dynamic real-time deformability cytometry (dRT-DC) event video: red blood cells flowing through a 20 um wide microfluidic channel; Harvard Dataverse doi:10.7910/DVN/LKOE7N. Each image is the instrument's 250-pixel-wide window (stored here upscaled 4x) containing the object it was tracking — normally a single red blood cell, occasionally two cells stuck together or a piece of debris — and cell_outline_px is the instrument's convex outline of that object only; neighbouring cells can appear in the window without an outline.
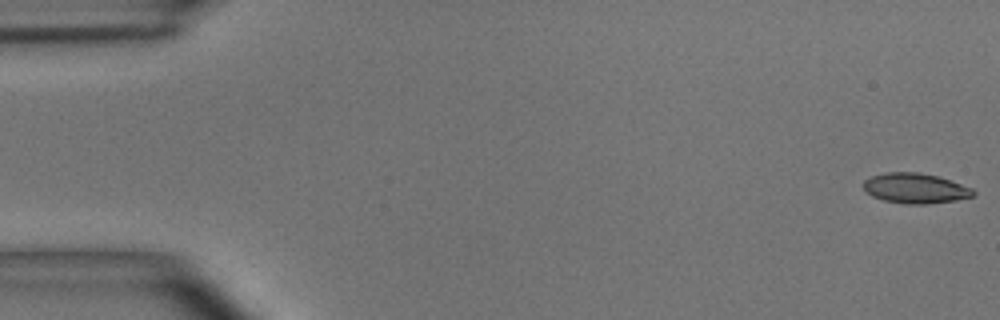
{"species": "common noctule bat (a hibernating species)", "species_latin": "Nyctalus noctula", "temperature_condition": "room temperature", "stored_images_in_passage": 55, "camera_frame_rate_fps": 3000, "um_per_image_px": 0.085, "animal": {"sex": "male", "body_mass_g": 15.6}, "frame": {"image": 1, "passage_image": 1, "time_ms": 0.0, "image_size_px": [1000, 320], "cell_outline_px": [[976, 196], [956, 200], [924, 204], [908, 204], [884, 200], [872, 196], [864, 188], [864, 180], [872, 176], [888, 172], [920, 172], [936, 176], [972, 188], [976, 192]], "centroid_in_image_um": [77.82, 16.0], "position_along_channel_um": 7.2, "area_um2": 19.07}}
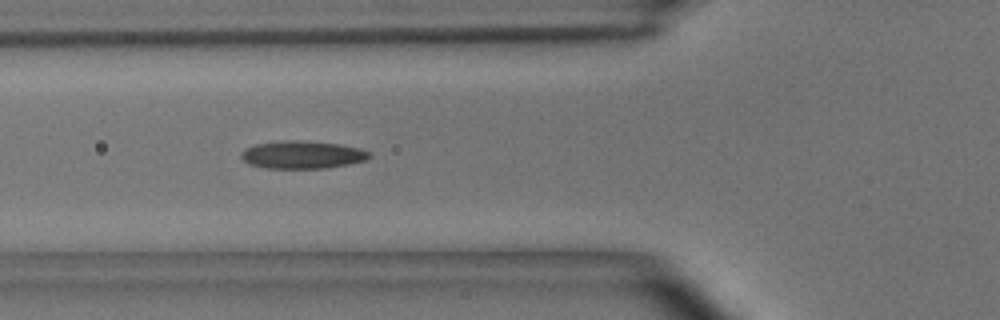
{"frame": {"image": 2, "passage_image": 20, "time_ms": 6.333, "image_size_px": [1000, 320], "cell_outline_px": [[372, 156], [364, 160], [348, 164], [328, 168], [264, 168], [248, 164], [240, 156], [240, 152], [244, 148], [256, 144], [280, 140], [300, 140], [340, 144], [360, 148], [372, 152]], "centroid_in_image_um": [25.68, 13.14], "position_along_channel_um": 100.1, "area_um2": 20.98}}
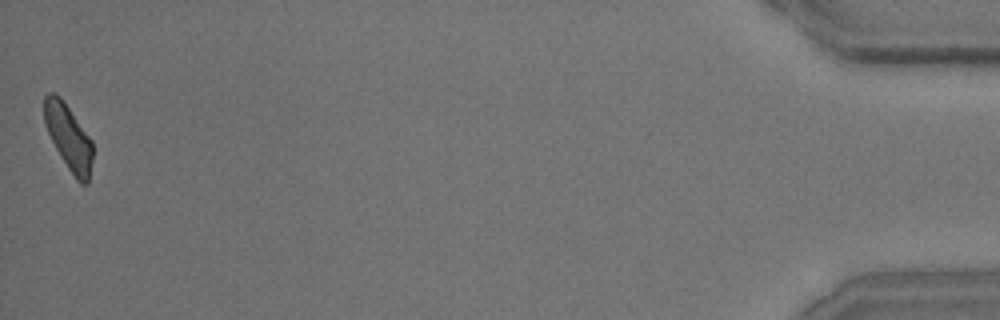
{"frame": {"image": 3, "passage_image": 55, "time_ms": 18.0, "image_size_px": [1000, 320], "cell_outline_px": [[92, 160], [88, 184], [80, 184], [76, 180], [68, 168], [56, 148], [44, 124], [44, 96], [48, 92], [52, 92], [60, 96], [92, 140]], "centroid_in_image_um": [5.82, 11.66], "position_along_channel_um": 429.4, "area_um2": 18.32}, "authors_computed_cell_mechanics": {"area_um2": 19.5364, "velocity_mm_per_s": 3.6181, "shape_relaxation_time_tau1_ms": 6.7891, "shape_relaxation_time_tau2_ms": 2.7096, "deformation_change_tau1": 0.1688, "deformation_change_tau2": 0.106}}